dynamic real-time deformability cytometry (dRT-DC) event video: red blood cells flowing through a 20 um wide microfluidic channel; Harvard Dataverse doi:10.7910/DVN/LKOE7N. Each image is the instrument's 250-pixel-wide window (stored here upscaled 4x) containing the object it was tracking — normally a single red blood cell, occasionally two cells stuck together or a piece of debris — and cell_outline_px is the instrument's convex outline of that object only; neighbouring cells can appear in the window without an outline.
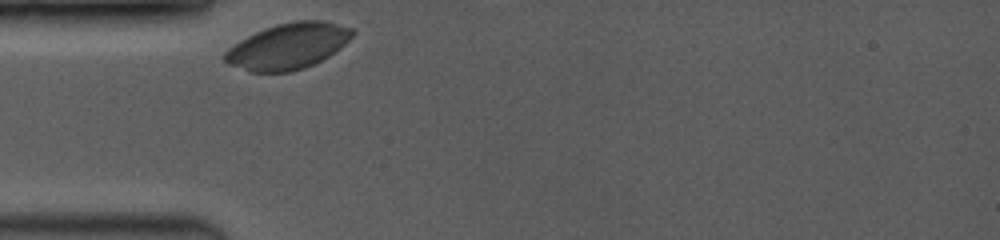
{"species": "common noctule bat (a hibernating species)", "species_latin": "Nyctalus noctula", "temperature_condition": "room temperature", "stored_images_in_passage": 2, "camera_frame_rate_fps": 3500, "um_per_image_px": 0.085, "animal": {"sex": "female", "body_mass_g": 19.0, "forearm_length_mm": 53.3}, "frame": {"image": 1, "passage_image": 1, "time_ms": 0.0, "image_size_px": [1000, 240], "cell_outline_px": [[356, 32], [340, 48], [328, 56], [304, 68], [288, 72], [252, 72], [228, 64], [224, 60], [224, 52], [228, 48], [240, 40], [264, 28], [276, 24], [292, 20], [324, 20], [352, 28]], "centroid_in_image_um": [24.48, 3.91], "position_along_channel_um": 60.5, "area_um2": 33.99}}